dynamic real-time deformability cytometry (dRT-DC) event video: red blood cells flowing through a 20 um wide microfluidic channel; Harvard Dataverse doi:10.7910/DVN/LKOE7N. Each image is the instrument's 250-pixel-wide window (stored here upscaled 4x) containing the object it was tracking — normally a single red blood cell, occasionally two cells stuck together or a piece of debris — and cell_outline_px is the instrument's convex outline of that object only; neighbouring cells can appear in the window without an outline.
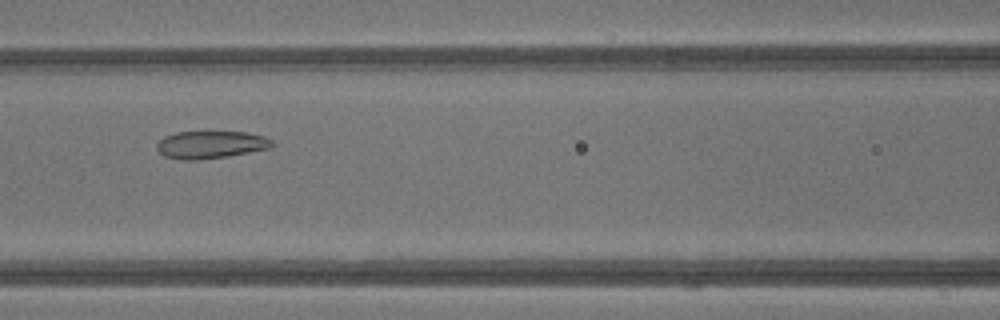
{"species": "common noctule bat (a hibernating species)", "species_latin": "Nyctalus noctula", "temperature_condition": "warm", "stored_images_in_passage": 29, "camera_frame_rate_fps": 3000, "um_per_image_px": 0.085, "animal": {"sex": "male", "body_mass_g": 13.3}, "frame": {"image": 1, "passage_image": 11, "time_ms": 3.333, "image_size_px": [1000, 320], "cell_outline_px": [[272, 144], [268, 148], [228, 156], [200, 160], [184, 160], [164, 156], [156, 148], [156, 144], [164, 136], [176, 132], [248, 132], [264, 136], [272, 140]], "centroid_in_image_um": [17.87, 12.29], "position_along_channel_um": 148.7, "area_um2": 18.38}}
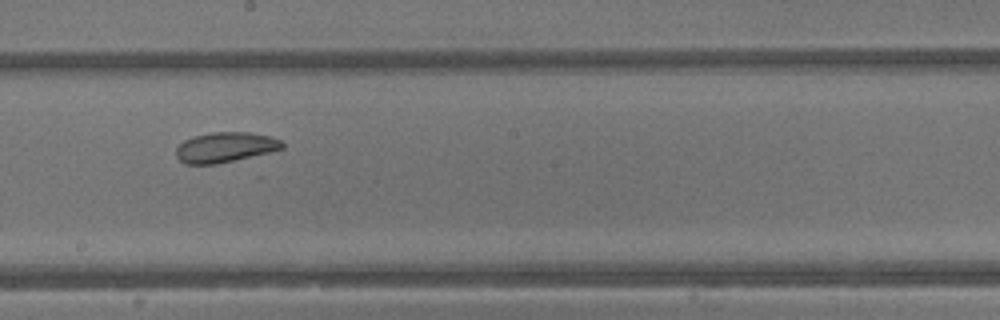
{"frame": {"image": 2, "passage_image": 16, "time_ms": 5.0, "image_size_px": [1000, 320], "cell_outline_px": [[284, 148], [272, 152], [216, 164], [184, 164], [176, 156], [176, 148], [184, 140], [192, 136], [212, 132], [248, 132], [272, 136], [280, 140], [284, 144]], "centroid_in_image_um": [19.15, 12.51], "position_along_channel_um": 229.0, "area_um2": 18.79}}
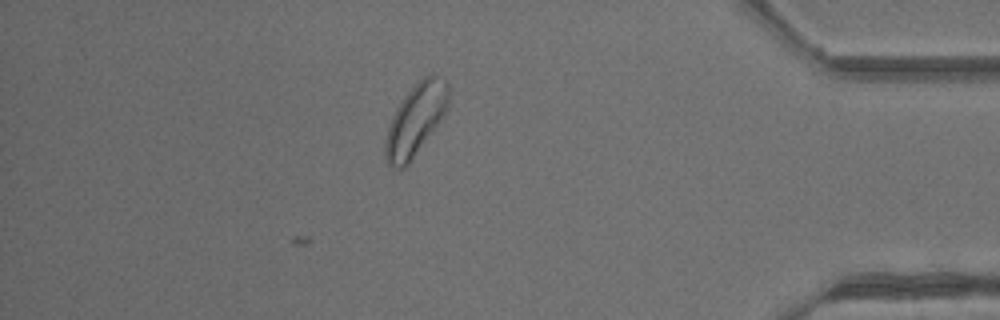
{"frame": {"image": 3, "passage_image": 29, "time_ms": 9.333, "image_size_px": [1000, 320], "cell_outline_px": [[448, 108], [412, 160], [404, 168], [396, 168], [388, 164], [384, 160], [384, 140], [388, 124], [396, 108], [404, 96], [424, 76], [432, 72], [448, 84]], "centroid_in_image_um": [35.28, 10.2], "position_along_channel_um": 399.9, "area_um2": 26.18}, "authors_computed_cell_mechanics": {"area_um2": 18.6694, "velocity_mm_per_s": 4.8301, "shape_relaxation_time_tau1_ms": 4.8479, "shape_relaxation_time_tau2_ms": 2.16, "deformation_change_tau1": 0.0911, "deformation_change_tau2": 0.089}}